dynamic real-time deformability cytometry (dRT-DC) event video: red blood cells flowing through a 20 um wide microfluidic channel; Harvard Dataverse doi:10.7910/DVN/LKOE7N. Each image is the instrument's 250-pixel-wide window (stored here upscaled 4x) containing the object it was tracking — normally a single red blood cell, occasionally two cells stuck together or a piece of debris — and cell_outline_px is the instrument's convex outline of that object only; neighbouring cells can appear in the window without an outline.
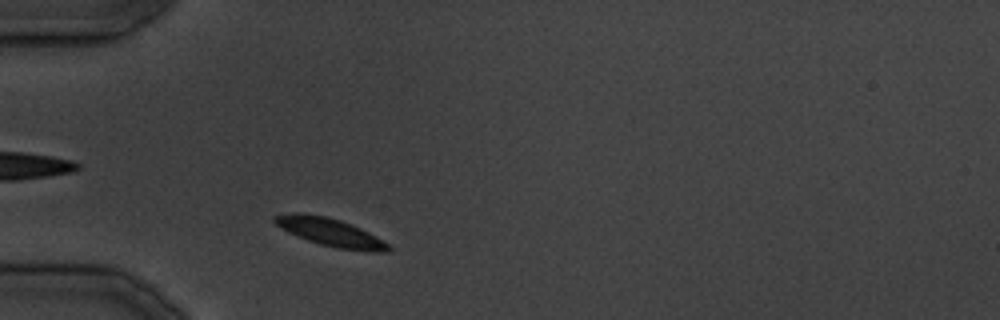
{"species": "common noctule bat (a hibernating species)", "species_latin": "Nyctalus noctula", "temperature_condition": "cold", "stored_images_in_passage": 7, "camera_frame_rate_fps": 3000, "um_per_image_px": 0.085, "animal": {"sex": "male", "body_mass_g": 19.5, "forearm_length_mm": 54.6}, "frame": {"image": 1, "passage_image": 2, "time_ms": 1.0, "image_size_px": [1000, 320], "cell_outline_px": [[392, 248], [388, 252], [368, 252], [336, 248], [320, 244], [296, 236], [280, 228], [272, 220], [272, 216], [292, 212], [304, 212], [328, 216], [340, 220], [360, 228], [384, 240]], "centroid_in_image_um": [28.06, 19.73], "position_along_channel_um": 56.9, "area_um2": 18.9}}
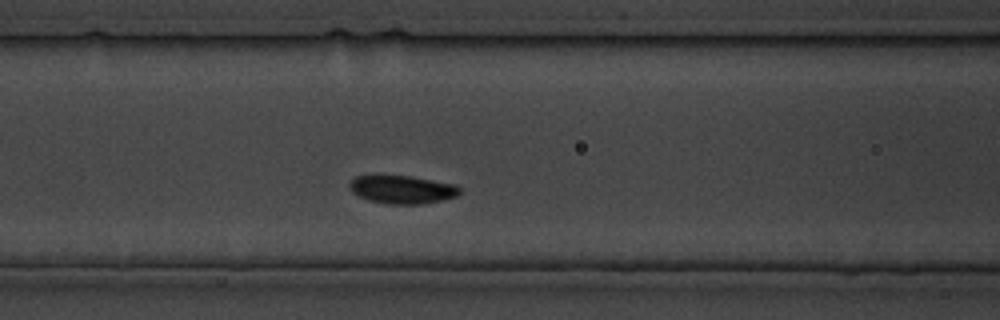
{"frame": {"image": 2, "passage_image": 7, "time_ms": 6.667, "image_size_px": [1000, 320], "cell_outline_px": [[460, 192], [456, 196], [440, 200], [420, 204], [384, 204], [368, 200], [352, 192], [348, 184], [356, 176], [376, 172], [380, 172], [412, 176], [456, 184], [460, 188]], "centroid_in_image_um": [34.11, 16.05], "position_along_channel_um": 132.5, "area_um2": 18.84}}